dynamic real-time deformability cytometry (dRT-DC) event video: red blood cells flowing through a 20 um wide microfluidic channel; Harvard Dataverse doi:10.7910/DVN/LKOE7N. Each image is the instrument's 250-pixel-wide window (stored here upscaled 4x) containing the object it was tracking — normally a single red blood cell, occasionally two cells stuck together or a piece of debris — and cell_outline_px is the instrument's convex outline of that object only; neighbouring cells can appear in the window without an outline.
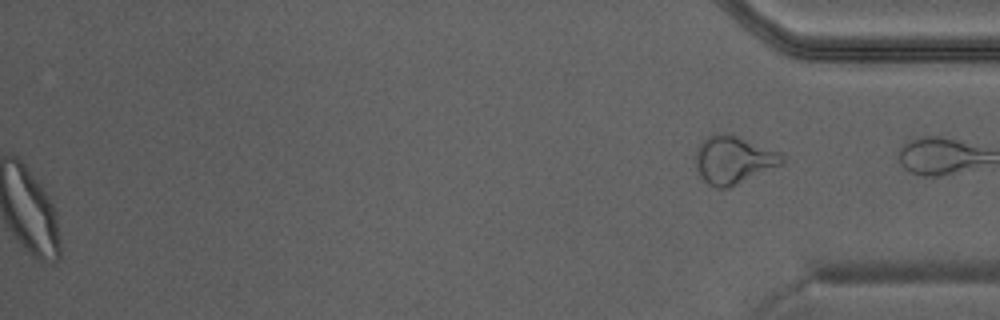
{"species": "Egyptian fruit bat (a non-hibernating species)", "species_latin": "Rousettus aegyptiacus", "temperature_condition": "warm", "stored_images_in_passage": 41, "camera_frame_rate_fps": 3000, "um_per_image_px": 0.085, "animal": {"sex": "male"}, "frame": {"image": 1, "passage_image": 41, "time_ms": 13.333, "image_size_px": [1000, 320], "cell_outline_px": [[784, 164], [728, 188], [716, 188], [708, 184], [700, 176], [696, 168], [696, 152], [700, 144], [708, 136], [716, 132], [724, 132], [736, 136], [780, 152], [784, 156]], "centroid_in_image_um": [62.35, 13.6], "position_along_channel_um": 372.9, "area_um2": 24.04}}